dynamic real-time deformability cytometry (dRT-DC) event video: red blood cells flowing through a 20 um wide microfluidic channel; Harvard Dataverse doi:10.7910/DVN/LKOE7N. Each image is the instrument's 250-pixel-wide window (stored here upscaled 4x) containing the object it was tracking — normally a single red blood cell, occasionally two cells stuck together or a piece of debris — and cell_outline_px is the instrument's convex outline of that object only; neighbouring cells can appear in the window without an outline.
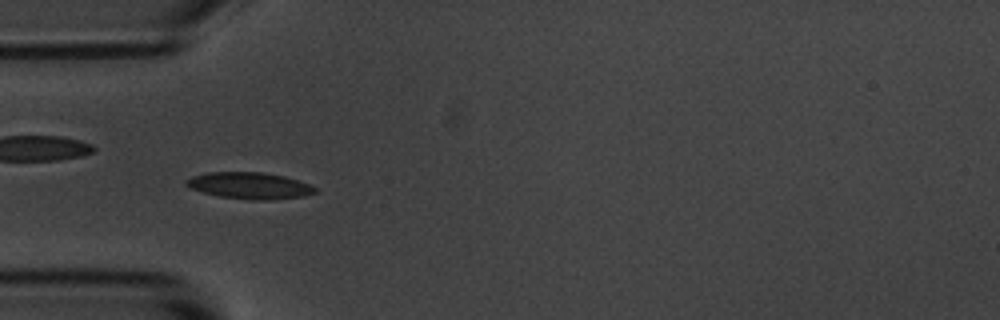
{"species": "common noctule bat (a hibernating species)", "species_latin": "Nyctalus noctula", "temperature_condition": "room temperature", "stored_images_in_passage": 5, "camera_frame_rate_fps": 3000, "um_per_image_px": 0.085, "animal": {"sex": "male", "body_mass_g": 20.1, "forearm_length_mm": 53.5}, "frame": {"image": 1, "passage_image": 4, "time_ms": 4.333, "image_size_px": [1000, 320], "cell_outline_px": [[316, 192], [304, 196], [268, 200], [252, 200], [220, 196], [204, 192], [192, 188], [184, 184], [184, 180], [192, 176], [208, 172], [264, 172], [284, 176], [308, 184], [316, 188]], "centroid_in_image_um": [21.2, 15.77], "position_along_channel_um": 63.8, "area_um2": 19.77}}